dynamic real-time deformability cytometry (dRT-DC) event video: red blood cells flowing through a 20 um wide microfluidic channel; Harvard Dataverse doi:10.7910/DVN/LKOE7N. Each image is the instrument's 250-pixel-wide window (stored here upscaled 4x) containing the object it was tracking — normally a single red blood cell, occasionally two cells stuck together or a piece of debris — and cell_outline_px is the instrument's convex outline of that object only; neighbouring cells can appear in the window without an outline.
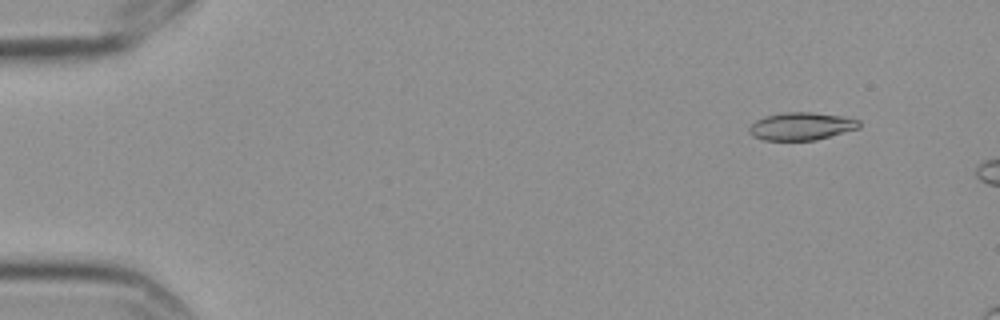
{"species": "Egyptian fruit bat (a non-hibernating species)", "species_latin": "Rousettus aegyptiacus", "temperature_condition": "cold", "stored_images_in_passage": 4, "camera_frame_rate_fps": 3000, "um_per_image_px": 0.085, "frame": {"image": 1, "passage_image": 1, "time_ms": 0.0, "image_size_px": [1000, 320], "cell_outline_px": [[860, 128], [816, 140], [764, 140], [752, 136], [748, 132], [748, 128], [756, 120], [764, 116], [784, 112], [812, 112], [844, 116], [860, 120]], "centroid_in_image_um": [68.12, 10.72], "position_along_channel_um": 16.9, "area_um2": 17.92}}